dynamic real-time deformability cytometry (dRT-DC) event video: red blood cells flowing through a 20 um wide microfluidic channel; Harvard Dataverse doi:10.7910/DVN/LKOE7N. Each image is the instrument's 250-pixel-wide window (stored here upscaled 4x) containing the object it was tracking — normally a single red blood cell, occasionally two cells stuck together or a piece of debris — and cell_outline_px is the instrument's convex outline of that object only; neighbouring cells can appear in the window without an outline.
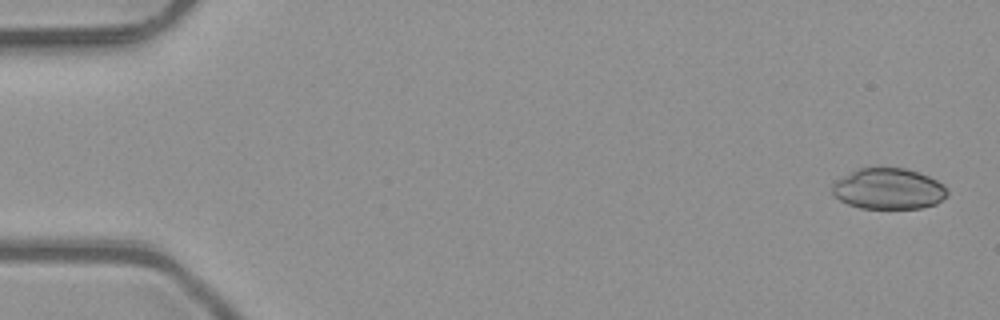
{"species": "common noctule bat (a hibernating species)", "species_latin": "Nyctalus noctula", "temperature_condition": "room temperature", "stored_images_in_passage": 4, "camera_frame_rate_fps": 3000, "um_per_image_px": 0.085, "animal": {"sex": "male", "body_mass_g": 23.1, "forearm_length_mm": 52.7}, "frame": {"image": 1, "passage_image": 1, "time_ms": 0.0, "image_size_px": [1000, 320], "cell_outline_px": [[948, 196], [936, 204], [920, 208], [860, 208], [848, 204], [832, 196], [832, 184], [836, 180], [856, 168], [908, 168], [928, 176], [944, 184], [948, 192]], "centroid_in_image_um": [75.52, 16.04], "position_along_channel_um": 9.5, "area_um2": 27.69}}
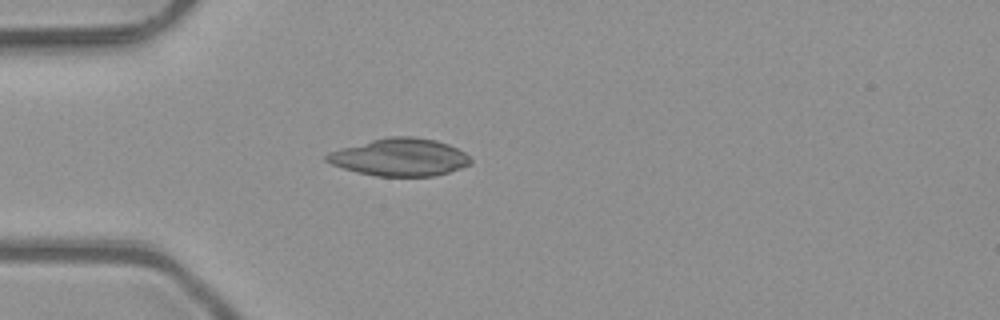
{"frame": {"image": 2, "passage_image": 4, "time_ms": 1.0, "image_size_px": [1000, 320], "cell_outline_px": [[472, 164], [448, 172], [432, 176], [376, 176], [356, 172], [332, 164], [324, 160], [324, 156], [328, 152], [340, 148], [388, 136], [412, 136], [436, 140], [448, 144], [464, 152], [472, 160]], "centroid_in_image_um": [33.97, 13.36], "position_along_channel_um": 51.0, "area_um2": 31.44}}